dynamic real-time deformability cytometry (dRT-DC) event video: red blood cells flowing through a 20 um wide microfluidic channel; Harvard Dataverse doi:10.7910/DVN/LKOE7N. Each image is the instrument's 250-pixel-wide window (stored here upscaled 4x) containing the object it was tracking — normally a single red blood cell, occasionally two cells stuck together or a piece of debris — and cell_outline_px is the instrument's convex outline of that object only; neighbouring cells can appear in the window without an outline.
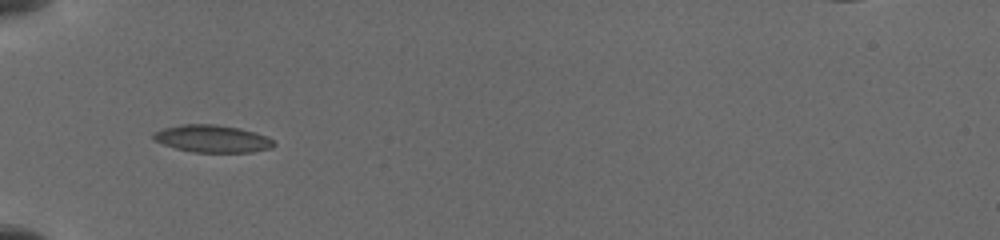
{"species": "common noctule bat (a hibernating species)", "species_latin": "Nyctalus noctula", "temperature_condition": "cold", "stored_images_in_passage": 3, "camera_frame_rate_fps": 3000, "um_per_image_px": 0.085, "animal": {"sex": "female", "body_mass_g": 19.5, "forearm_length_mm": 54.1}, "frame": {"image": 1, "passage_image": 2, "time_ms": 0.667, "image_size_px": [1000, 240], "cell_outline_px": [[276, 144], [272, 148], [252, 152], [192, 152], [176, 148], [152, 140], [152, 136], [156, 132], [164, 128], [180, 124], [216, 124], [240, 128], [256, 132], [268, 136]], "centroid_in_image_um": [18.08, 11.78], "position_along_channel_um": 66.9, "area_um2": 19.31}}